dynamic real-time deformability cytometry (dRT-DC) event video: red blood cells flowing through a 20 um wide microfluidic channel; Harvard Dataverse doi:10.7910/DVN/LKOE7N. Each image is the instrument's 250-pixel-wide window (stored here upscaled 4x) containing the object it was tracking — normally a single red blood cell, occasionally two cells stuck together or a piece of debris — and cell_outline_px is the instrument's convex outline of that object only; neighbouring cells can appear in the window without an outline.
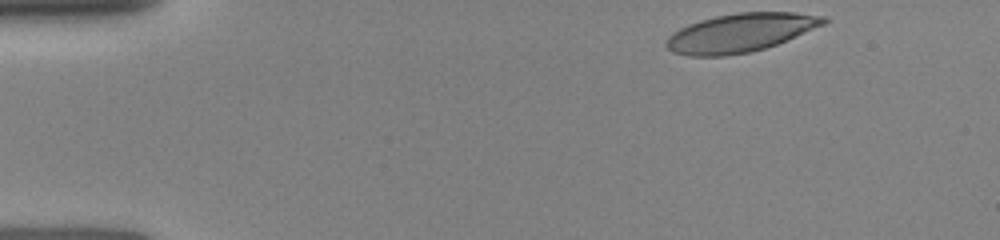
{"species": "human", "species_latin": "Homo sapiens", "temperature_condition": "room temperature", "stored_images_in_passage": 48, "camera_frame_rate_fps": 3000, "um_per_image_px": 0.085, "donor": {"sex": "female"}, "frame": {"image": 1, "passage_image": 1, "time_ms": 0.0, "image_size_px": [1000, 240], "cell_outline_px": [[828, 20], [824, 24], [776, 44], [764, 48], [748, 52], [724, 56], [688, 56], [672, 52], [664, 44], [668, 36], [672, 32], [688, 24], [700, 20], [716, 16], [736, 12], [796, 12], [824, 16]], "centroid_in_image_um": [62.88, 2.78], "position_along_channel_um": 22.1, "area_um2": 35.2}}
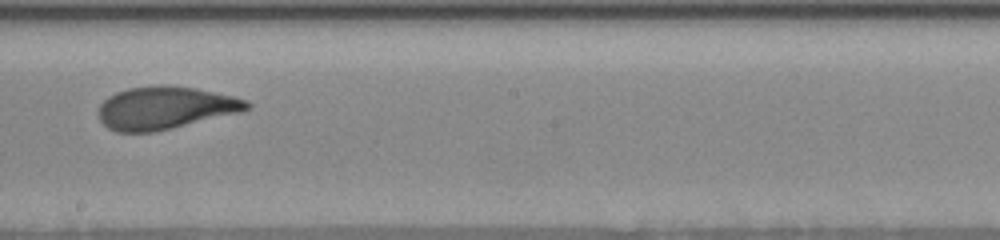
{"frame": {"image": 2, "passage_image": 27, "time_ms": 7.333, "image_size_px": [1000, 240], "cell_outline_px": [[252, 108], [244, 112], [172, 128], [152, 132], [116, 132], [108, 128], [100, 120], [96, 112], [100, 104], [108, 96], [116, 92], [128, 88], [156, 84], [160, 84], [196, 88], [236, 96], [248, 100], [252, 104]], "centroid_in_image_um": [14.08, 9.16], "position_along_channel_um": 234.1, "area_um2": 37.57}}
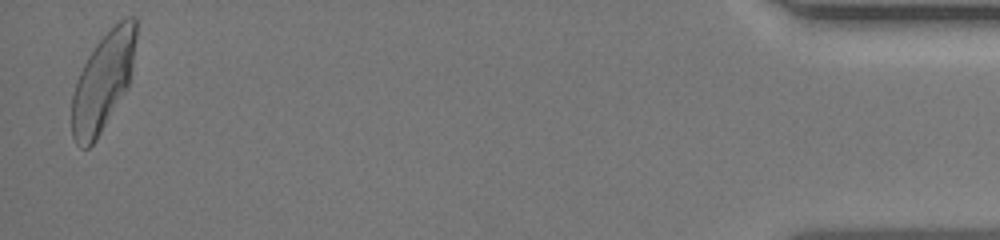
{"frame": {"image": 3, "passage_image": 47, "time_ms": 14.0, "image_size_px": [1000, 240], "cell_outline_px": [[136, 36], [128, 88], [96, 140], [88, 148], [80, 148], [76, 144], [72, 136], [72, 96], [76, 80], [88, 56], [96, 44], [124, 16], [136, 16]], "centroid_in_image_um": [8.74, 6.96], "position_along_channel_um": 426.5, "area_um2": 36.3}}